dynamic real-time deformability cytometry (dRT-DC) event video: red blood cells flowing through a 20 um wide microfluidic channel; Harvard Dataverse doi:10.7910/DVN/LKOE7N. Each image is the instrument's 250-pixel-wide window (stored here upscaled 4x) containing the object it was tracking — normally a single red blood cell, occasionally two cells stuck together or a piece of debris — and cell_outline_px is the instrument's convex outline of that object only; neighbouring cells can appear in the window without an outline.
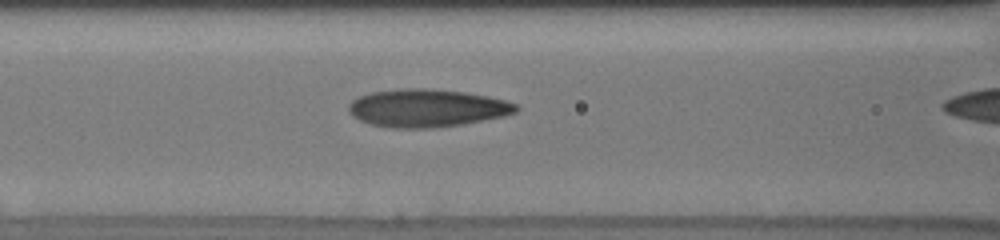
{"species": "human", "species_latin": "Homo sapiens", "temperature_condition": "cold", "stored_images_in_passage": 23, "camera_frame_rate_fps": 3000, "um_per_image_px": 0.085, "donor": {"sex": "male"}, "frame": {"image": 1, "passage_image": 22, "time_ms": 7.0, "image_size_px": [1000, 240], "cell_outline_px": [[520, 108], [516, 112], [504, 116], [460, 124], [432, 128], [392, 128], [372, 124], [360, 120], [352, 116], [348, 112], [348, 104], [352, 100], [360, 96], [372, 92], [400, 88], [428, 88], [464, 92], [488, 96], [504, 100], [516, 104]], "centroid_in_image_um": [36.27, 9.18], "position_along_channel_um": 130.3, "area_um2": 36.88}}